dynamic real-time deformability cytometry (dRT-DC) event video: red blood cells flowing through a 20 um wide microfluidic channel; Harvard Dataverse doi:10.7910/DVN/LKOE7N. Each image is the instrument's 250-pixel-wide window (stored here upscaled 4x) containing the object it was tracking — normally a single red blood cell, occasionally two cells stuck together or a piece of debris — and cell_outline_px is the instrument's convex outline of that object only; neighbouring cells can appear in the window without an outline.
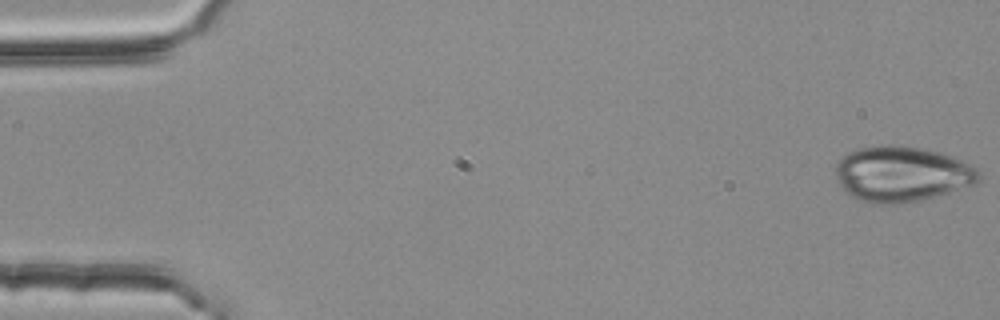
{"species": "common noctule bat (a hibernating species)", "species_latin": "Nyctalus noctula", "temperature_condition": "room temperature", "stored_images_in_passage": 54, "camera_frame_rate_fps": 3000, "um_per_image_px": 0.085, "animal": {"sex": "female", "body_mass_g": 25.1}, "frame": {"image": 1, "passage_image": 1, "time_ms": 0.0, "image_size_px": [1000, 320], "cell_outline_px": [[980, 180], [972, 184], [948, 192], [920, 200], [900, 204], [872, 204], [860, 200], [844, 192], [840, 188], [836, 176], [836, 164], [848, 152], [860, 148], [884, 144], [896, 144], [936, 152], [972, 164], [980, 172]], "centroid_in_image_um": [76.6, 14.8], "position_along_channel_um": 8.4, "area_um2": 46.07}}
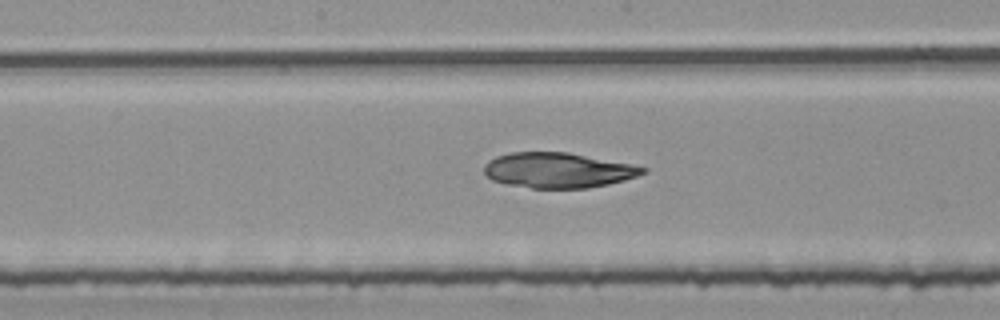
{"frame": {"image": 2, "passage_image": 28, "time_ms": 9.0, "image_size_px": [1000, 320], "cell_outline_px": [[648, 172], [624, 180], [608, 184], [588, 188], [532, 188], [504, 184], [492, 180], [484, 172], [484, 164], [488, 160], [496, 156], [512, 152], [568, 152], [632, 164], [648, 168]], "centroid_in_image_um": [47.43, 14.47], "position_along_channel_um": 200.8, "area_um2": 32.71}}
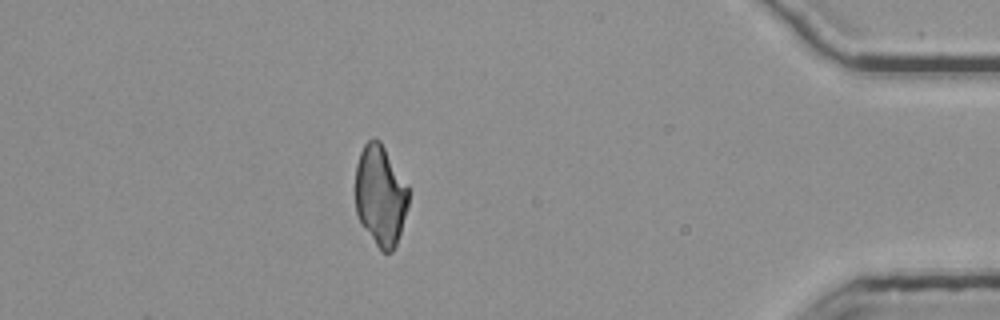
{"frame": {"image": 3, "passage_image": 48, "time_ms": 15.667, "image_size_px": [1000, 320], "cell_outline_px": [[408, 208], [396, 244], [392, 252], [380, 252], [360, 220], [356, 212], [356, 164], [360, 152], [364, 144], [372, 136], [376, 136], [380, 140], [408, 188]], "centroid_in_image_um": [32.32, 16.6], "position_along_channel_um": 402.9, "area_um2": 30.92}}